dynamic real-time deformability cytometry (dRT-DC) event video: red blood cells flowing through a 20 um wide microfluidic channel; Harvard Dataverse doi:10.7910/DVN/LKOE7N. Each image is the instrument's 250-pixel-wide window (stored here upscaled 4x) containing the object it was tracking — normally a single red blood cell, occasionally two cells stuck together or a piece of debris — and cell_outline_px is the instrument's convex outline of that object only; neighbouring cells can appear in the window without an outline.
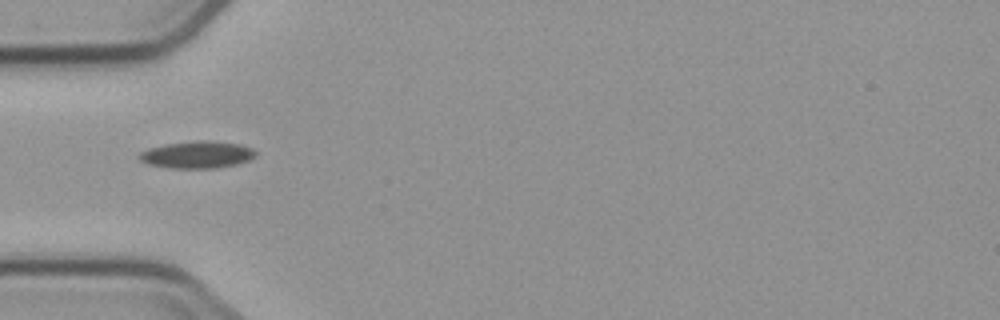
{"species": "common noctule bat (a hibernating species)", "species_latin": "Nyctalus noctula", "temperature_condition": "cold", "stored_images_in_passage": 2, "camera_frame_rate_fps": 3000, "um_per_image_px": 0.085, "animal": {"sex": "male", "body_mass_g": 23.1, "forearm_length_mm": 52.7}, "frame": {"image": 1, "passage_image": 2, "time_ms": 2.0, "image_size_px": [1000, 320], "cell_outline_px": [[256, 156], [248, 160], [236, 164], [216, 168], [172, 168], [148, 164], [140, 160], [136, 156], [140, 152], [148, 148], [164, 144], [196, 140], [212, 140], [240, 144], [252, 148], [256, 152]], "centroid_in_image_um": [16.74, 13.13], "position_along_channel_um": 68.3, "area_um2": 18.55}}